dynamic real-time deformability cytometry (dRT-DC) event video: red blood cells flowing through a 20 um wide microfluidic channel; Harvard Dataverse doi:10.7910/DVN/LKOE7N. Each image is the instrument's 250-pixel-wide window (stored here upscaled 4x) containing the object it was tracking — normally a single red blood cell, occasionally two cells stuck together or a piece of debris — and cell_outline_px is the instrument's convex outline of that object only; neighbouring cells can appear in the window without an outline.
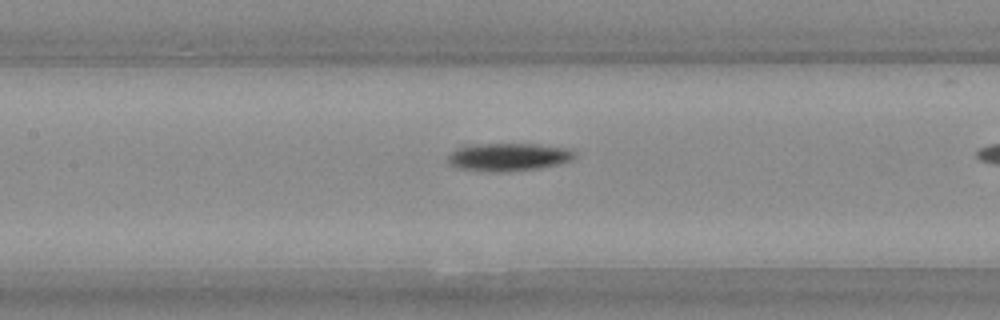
{"species": "Egyptian fruit bat (a non-hibernating species)", "species_latin": "Rousettus aegyptiacus", "temperature_condition": "warm", "stored_images_in_passage": 23, "camera_frame_rate_fps": 3000, "um_per_image_px": 0.085, "animal": {"sex": "female"}, "frame": {"image": 1, "passage_image": 7, "time_ms": 2.0, "image_size_px": [1000, 320], "cell_outline_px": [[576, 156], [572, 160], [556, 164], [536, 168], [504, 172], [492, 172], [460, 168], [452, 164], [448, 160], [448, 156], [452, 152], [464, 144], [536, 144], [568, 148], [576, 152]], "centroid_in_image_um": [43.23, 13.33], "position_along_channel_um": 164.2, "area_um2": 20.46}}